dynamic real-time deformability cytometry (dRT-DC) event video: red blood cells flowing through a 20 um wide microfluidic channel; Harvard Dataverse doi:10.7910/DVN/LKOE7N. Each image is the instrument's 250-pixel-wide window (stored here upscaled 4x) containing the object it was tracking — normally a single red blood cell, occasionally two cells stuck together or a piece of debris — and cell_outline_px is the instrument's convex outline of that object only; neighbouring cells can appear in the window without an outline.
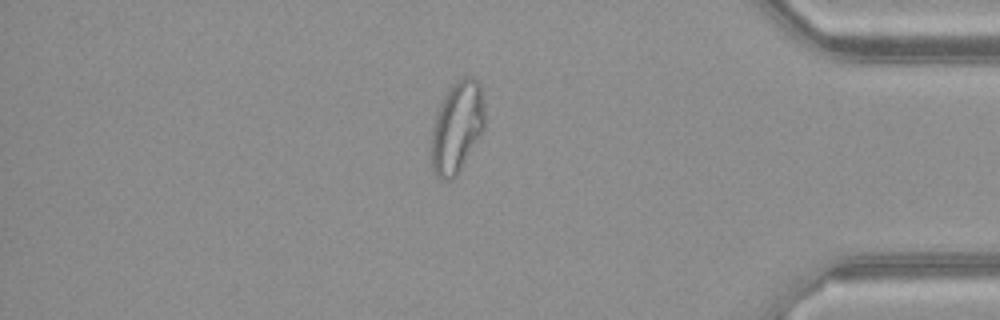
{"species": "common noctule bat (a hibernating species)", "species_latin": "Nyctalus noctula", "temperature_condition": "warm", "stored_images_in_passage": 49, "camera_frame_rate_fps": 3000, "um_per_image_px": 0.085, "animal": {"sex": "female", "body_mass_g": 21.9}, "frame": {"image": 1, "passage_image": 42, "time_ms": 13.667, "image_size_px": [1000, 320], "cell_outline_px": [[484, 132], [456, 176], [452, 180], [440, 180], [436, 176], [432, 168], [432, 124], [440, 104], [448, 88], [460, 76], [472, 76], [480, 84], [484, 104]], "centroid_in_image_um": [38.86, 10.8], "position_along_channel_um": 396.3, "area_um2": 28.84}, "authors_computed_cell_mechanics": {"area_um2": 28.8422, "velocity_mm_per_s": 4.1479, "shape_relaxation_time_tau1_ms": null, "shape_relaxation_time_tau2_ms": 1.325, "deformation_change_tau1": null, "deformation_change_tau2": 0.0899}}